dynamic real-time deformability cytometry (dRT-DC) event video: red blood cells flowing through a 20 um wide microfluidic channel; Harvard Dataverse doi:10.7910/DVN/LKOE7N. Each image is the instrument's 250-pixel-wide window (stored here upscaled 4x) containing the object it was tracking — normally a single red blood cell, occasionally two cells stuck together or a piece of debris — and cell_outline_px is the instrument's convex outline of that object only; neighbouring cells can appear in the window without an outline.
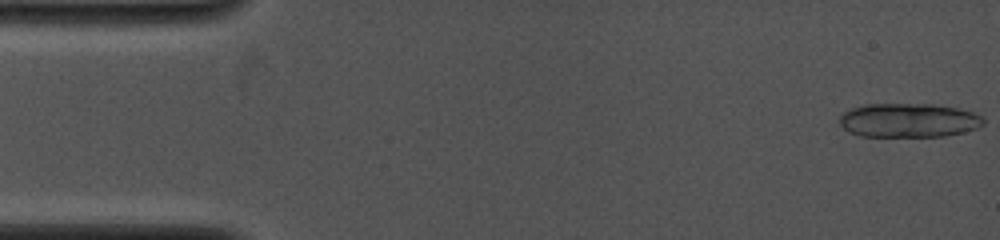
{"species": "common noctule bat (a hibernating species)", "species_latin": "Nyctalus noctula", "temperature_condition": "cold", "stored_images_in_passage": 8, "camera_frame_rate_fps": 4000, "um_per_image_px": 0.085, "animal": {"sex": "female", "body_mass_g": 19.0, "forearm_length_mm": 53.3}, "frame": {"image": 1, "passage_image": 1, "time_ms": 0.0, "image_size_px": [1000, 240], "cell_outline_px": [[984, 124], [976, 128], [964, 132], [944, 136], [860, 136], [848, 132], [840, 124], [840, 116], [844, 112], [852, 108], [864, 104], [932, 104], [960, 108], [972, 112], [980, 116], [984, 120]], "centroid_in_image_um": [77.23, 10.22], "position_along_channel_um": 7.8, "area_um2": 28.55}}